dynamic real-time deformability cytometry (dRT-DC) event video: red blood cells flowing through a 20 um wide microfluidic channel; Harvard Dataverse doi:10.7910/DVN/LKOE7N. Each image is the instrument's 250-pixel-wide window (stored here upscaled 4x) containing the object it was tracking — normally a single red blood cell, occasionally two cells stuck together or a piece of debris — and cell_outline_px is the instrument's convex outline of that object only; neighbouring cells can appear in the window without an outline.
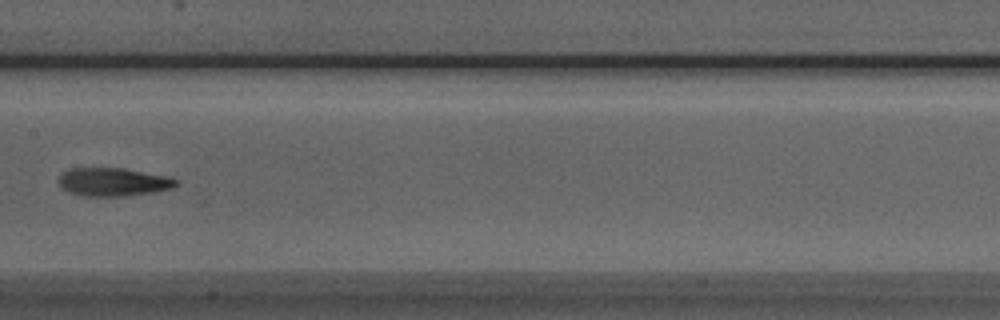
{"species": "Egyptian fruit bat (a non-hibernating species)", "species_latin": "Rousettus aegyptiacus", "temperature_condition": "room temperature", "stored_images_in_passage": 4, "camera_frame_rate_fps": 3000, "um_per_image_px": 0.085, "animal": {"sex": "male"}, "frame": {"image": 1, "passage_image": 4, "time_ms": 3.333, "image_size_px": [1000, 320], "cell_outline_px": [[180, 184], [172, 188], [152, 192], [124, 196], [84, 196], [68, 192], [60, 188], [60, 172], [68, 168], [124, 168], [168, 176], [180, 180]], "centroid_in_image_um": [9.63, 15.46], "position_along_channel_um": 197.8, "area_um2": 19.59}}